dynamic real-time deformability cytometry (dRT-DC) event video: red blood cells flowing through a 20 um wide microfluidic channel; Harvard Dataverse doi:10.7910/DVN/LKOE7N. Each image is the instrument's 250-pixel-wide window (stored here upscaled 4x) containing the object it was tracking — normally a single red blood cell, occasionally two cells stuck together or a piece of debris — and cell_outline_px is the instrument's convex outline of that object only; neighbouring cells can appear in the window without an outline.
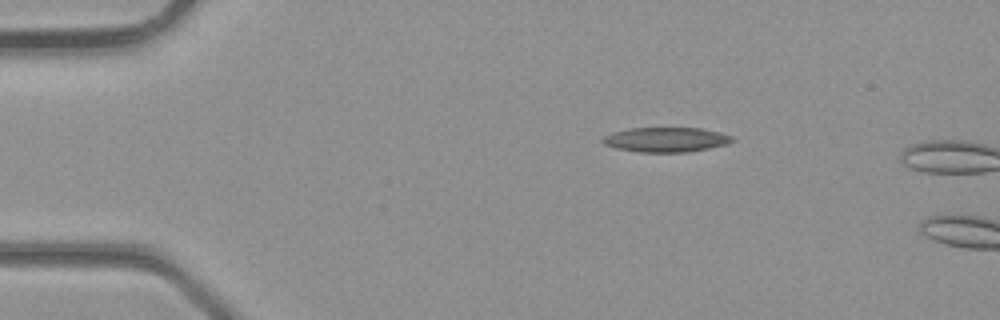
{"species": "common noctule bat (a hibernating species)", "species_latin": "Nyctalus noctula", "temperature_condition": "room temperature", "stored_images_in_passage": 2, "camera_frame_rate_fps": 3000, "um_per_image_px": 0.085, "animal": {"sex": "male", "body_mass_g": 23.1, "forearm_length_mm": 52.7}, "frame": {"image": 1, "passage_image": 1, "time_ms": 0.0, "image_size_px": [1000, 320], "cell_outline_px": [[736, 140], [728, 144], [688, 152], [636, 152], [616, 148], [604, 144], [600, 140], [604, 136], [612, 132], [628, 128], [700, 128], [720, 132], [732, 136]], "centroid_in_image_um": [56.6, 11.87], "position_along_channel_um": 28.4, "area_um2": 18.79}}